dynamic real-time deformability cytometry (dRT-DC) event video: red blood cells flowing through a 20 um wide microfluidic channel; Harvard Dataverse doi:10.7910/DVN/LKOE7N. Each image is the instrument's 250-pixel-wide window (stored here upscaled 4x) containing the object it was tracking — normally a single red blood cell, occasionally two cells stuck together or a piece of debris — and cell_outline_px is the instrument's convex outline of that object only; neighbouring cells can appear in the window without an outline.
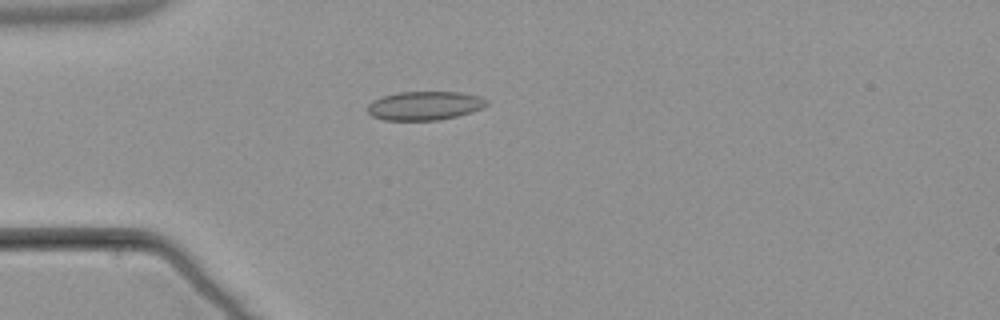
{"species": "common noctule bat (a hibernating species)", "species_latin": "Nyctalus noctula", "temperature_condition": "warm", "stored_images_in_passage": 4, "camera_frame_rate_fps": 3000, "um_per_image_px": 0.085, "animal": {"sex": "male", "body_mass_g": 21.5, "forearm_length_mm": 52.0}, "frame": {"image": 1, "passage_image": 4, "time_ms": 4.333, "image_size_px": [1000, 320], "cell_outline_px": [[488, 104], [484, 108], [472, 112], [440, 120], [384, 120], [372, 116], [368, 112], [368, 104], [372, 100], [384, 96], [400, 92], [460, 92], [480, 96], [488, 100]], "centroid_in_image_um": [36.13, 8.98], "position_along_channel_um": 48.9, "area_um2": 20.06}}